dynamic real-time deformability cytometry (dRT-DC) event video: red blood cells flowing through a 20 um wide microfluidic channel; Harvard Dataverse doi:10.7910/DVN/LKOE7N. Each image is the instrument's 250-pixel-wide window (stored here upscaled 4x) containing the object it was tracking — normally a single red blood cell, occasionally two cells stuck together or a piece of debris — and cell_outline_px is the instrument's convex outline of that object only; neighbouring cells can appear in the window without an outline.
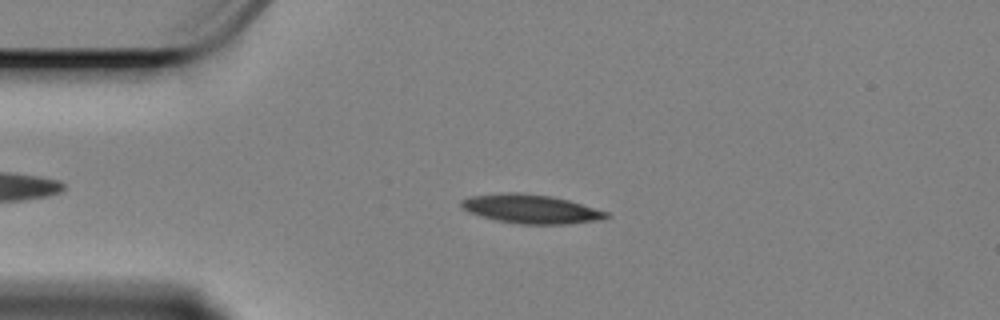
{"species": "Egyptian fruit bat (a non-hibernating species)", "species_latin": "Rousettus aegyptiacus", "temperature_condition": "cold", "stored_images_in_passage": 52, "camera_frame_rate_fps": 3000, "um_per_image_px": 0.085, "animal": {"sex": "female"}, "frame": {"image": 1, "passage_image": 12, "time_ms": 3.667, "image_size_px": [1000, 320], "cell_outline_px": [[612, 216], [600, 220], [564, 224], [520, 224], [496, 220], [468, 212], [460, 208], [460, 200], [472, 196], [508, 192], [516, 192], [552, 196], [568, 200], [608, 212]], "centroid_in_image_um": [45.11, 17.76], "position_along_channel_um": 39.9, "area_um2": 24.39}}
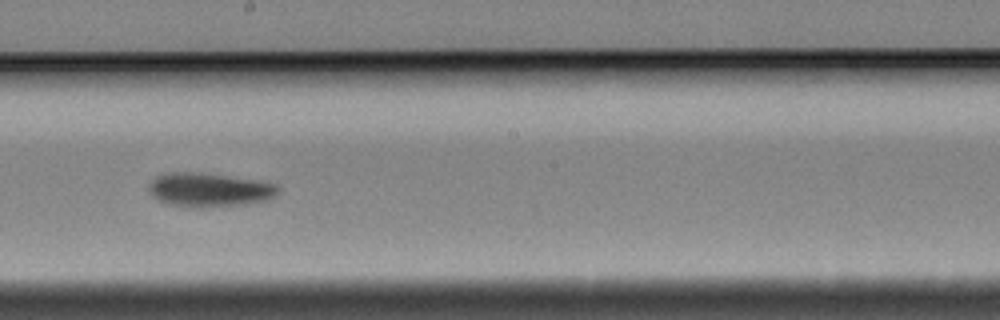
{"frame": {"image": 2, "passage_image": 31, "time_ms": 10.0, "image_size_px": [1000, 320], "cell_outline_px": [[280, 192], [276, 196], [268, 200], [244, 204], [200, 208], [168, 204], [160, 200], [148, 188], [152, 180], [156, 176], [172, 172], [200, 172], [252, 180], [276, 184], [280, 188]], "centroid_in_image_um": [17.83, 16.14], "position_along_channel_um": 230.4, "area_um2": 25.26}}
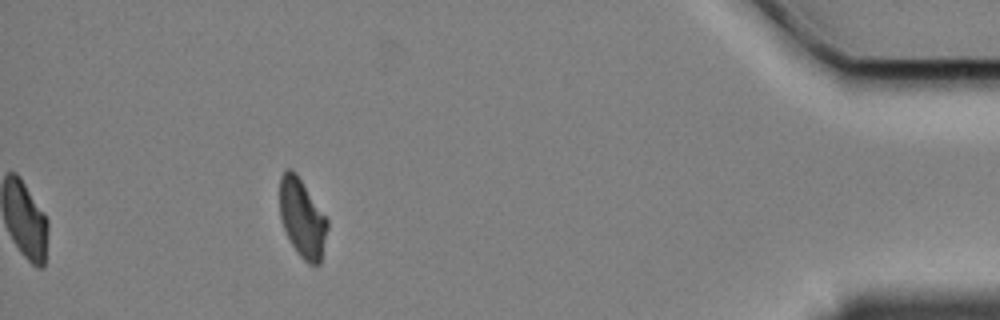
{"frame": {"image": 3, "passage_image": 52, "time_ms": 17.0, "image_size_px": [1000, 320], "cell_outline_px": [[328, 228], [320, 264], [308, 264], [296, 252], [280, 220], [280, 176], [288, 168], [292, 168], [296, 172], [328, 220]], "centroid_in_image_um": [25.69, 18.54], "position_along_channel_um": 409.5, "area_um2": 21.73}, "authors_computed_cell_mechanics": {"area_um2": 23.7558, "velocity_mm_per_s": 3.375, "shape_relaxation_time_tau1_ms": 4.2894, "shape_relaxation_time_tau2_ms": 9.0709, "deformation_change_tau1": 0.1203, "deformation_change_tau2": 0.1387}}